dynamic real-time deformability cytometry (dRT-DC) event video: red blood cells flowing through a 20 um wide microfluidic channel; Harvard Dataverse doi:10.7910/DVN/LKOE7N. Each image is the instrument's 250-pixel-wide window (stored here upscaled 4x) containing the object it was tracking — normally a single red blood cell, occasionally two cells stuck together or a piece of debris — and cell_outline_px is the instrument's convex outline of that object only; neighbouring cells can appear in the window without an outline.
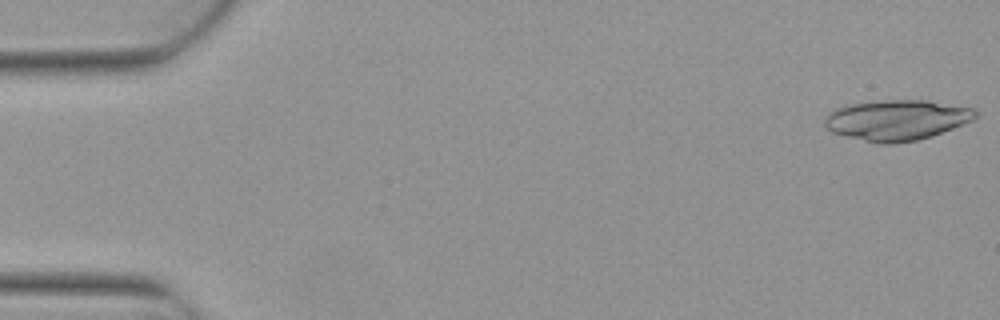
{"species": "Egyptian fruit bat (a non-hibernating species)", "species_latin": "Rousettus aegyptiacus", "temperature_condition": "warm", "stored_images_in_passage": 5, "camera_frame_rate_fps": 3000, "um_per_image_px": 0.085, "animal": {"sex": "female"}, "frame": {"image": 1, "passage_image": 1, "time_ms": 0.0, "image_size_px": [1000, 320], "cell_outline_px": [[976, 116], [972, 120], [932, 136], [916, 140], [896, 144], [880, 144], [832, 132], [824, 124], [824, 116], [828, 112], [836, 108], [852, 104], [884, 100], [924, 100], [972, 108], [976, 112]], "centroid_in_image_um": [76.19, 10.21], "position_along_channel_um": 8.8, "area_um2": 35.14}}
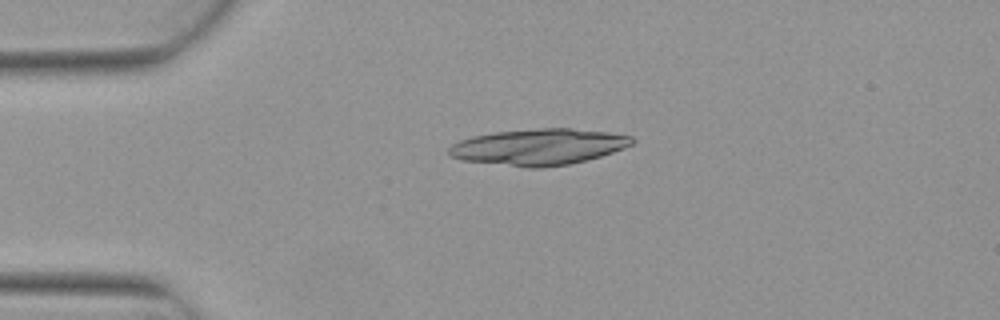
{"frame": {"image": 2, "passage_image": 4, "time_ms": 1.0, "image_size_px": [1000, 320], "cell_outline_px": [[636, 140], [632, 144], [624, 148], [600, 156], [568, 164], [540, 168], [528, 168], [460, 160], [452, 156], [448, 152], [448, 148], [452, 144], [460, 140], [472, 136], [496, 132], [536, 128], [572, 128], [608, 132], [632, 136]], "centroid_in_image_um": [45.78, 12.48], "position_along_channel_um": 39.2, "area_um2": 38.67}}